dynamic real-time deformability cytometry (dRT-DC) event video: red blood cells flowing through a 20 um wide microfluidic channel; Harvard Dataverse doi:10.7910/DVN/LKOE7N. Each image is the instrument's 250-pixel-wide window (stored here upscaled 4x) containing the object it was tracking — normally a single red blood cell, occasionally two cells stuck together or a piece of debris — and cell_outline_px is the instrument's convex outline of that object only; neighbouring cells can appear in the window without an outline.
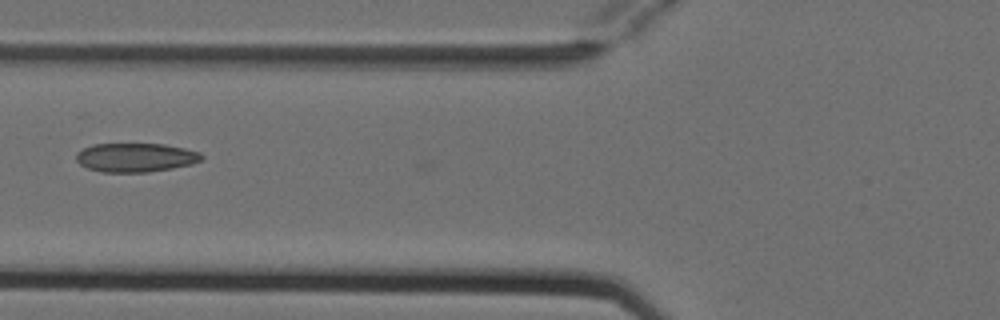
{"species": "Egyptian fruit bat (a non-hibernating species)", "species_latin": "Rousettus aegyptiacus", "temperature_condition": "cold", "stored_images_in_passage": 8, "camera_frame_rate_fps": 3000, "um_per_image_px": 0.085, "animal": {"sex": "female"}, "frame": {"image": 1, "passage_image": 7, "time_ms": 2.0, "image_size_px": [1000, 320], "cell_outline_px": [[204, 160], [192, 164], [172, 168], [148, 172], [100, 172], [88, 168], [80, 164], [76, 160], [76, 152], [92, 144], [164, 144], [184, 148], [200, 152], [204, 156]], "centroid_in_image_um": [11.55, 13.39], "position_along_channel_um": 114.3, "area_um2": 21.27}}
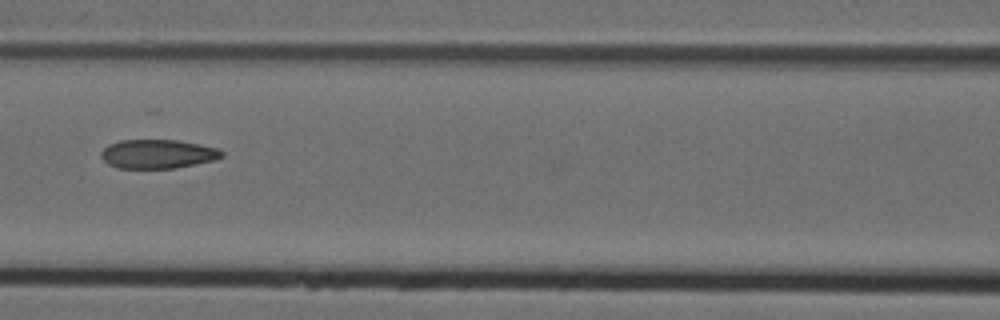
{"frame": {"image": 2, "passage_image": 8, "time_ms": 2.333, "image_size_px": [1000, 320], "cell_outline_px": [[224, 156], [216, 160], [176, 168], [116, 168], [108, 164], [100, 156], [100, 152], [108, 144], [120, 140], [176, 140], [200, 144], [216, 148], [224, 152]], "centroid_in_image_um": [13.4, 13.09], "position_along_channel_um": 153.2, "area_um2": 20.52}}